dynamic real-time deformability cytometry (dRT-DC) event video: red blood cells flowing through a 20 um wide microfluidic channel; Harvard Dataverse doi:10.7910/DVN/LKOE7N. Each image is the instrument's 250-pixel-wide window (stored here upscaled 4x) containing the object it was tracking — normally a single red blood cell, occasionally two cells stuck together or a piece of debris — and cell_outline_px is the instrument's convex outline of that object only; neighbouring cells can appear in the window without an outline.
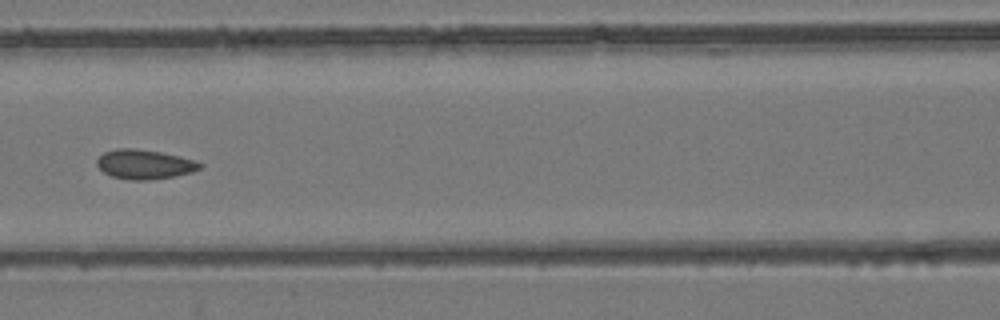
{"species": "common noctule bat (a hibernating species)", "species_latin": "Nyctalus noctula", "temperature_condition": "room temperature", "stored_images_in_passage": 7, "camera_frame_rate_fps": 3000, "um_per_image_px": 0.085, "animal": {"sex": "female", "body_mass_g": 24.6, "forearm_length_mm": 56.2}, "frame": {"image": 1, "passage_image": 7, "time_ms": 2.0, "image_size_px": [1000, 320], "cell_outline_px": [[204, 168], [192, 172], [172, 176], [148, 180], [132, 180], [112, 176], [104, 172], [96, 164], [96, 160], [104, 152], [116, 148], [132, 148], [160, 152], [180, 156], [196, 160], [204, 164]], "centroid_in_image_um": [12.32, 13.96], "position_along_channel_um": 154.3, "area_um2": 17.69}}